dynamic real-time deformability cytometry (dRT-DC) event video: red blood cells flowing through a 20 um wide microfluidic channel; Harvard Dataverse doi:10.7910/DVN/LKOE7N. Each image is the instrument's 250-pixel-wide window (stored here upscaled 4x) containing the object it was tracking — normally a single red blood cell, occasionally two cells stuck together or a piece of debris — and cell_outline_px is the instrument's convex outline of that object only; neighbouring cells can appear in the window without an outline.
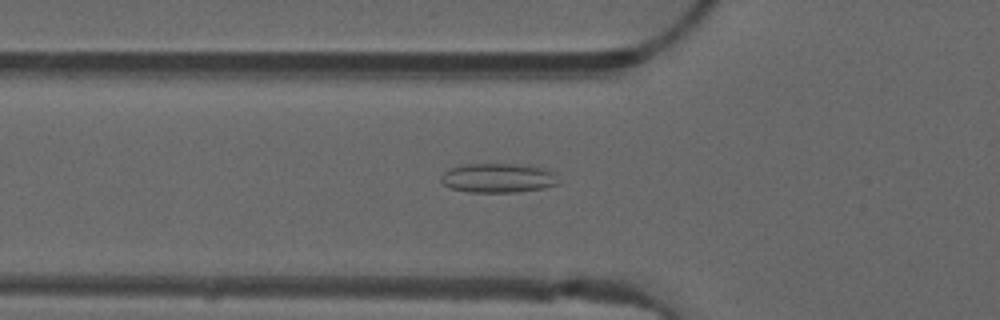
{"species": "common noctule bat (a hibernating species)", "species_latin": "Nyctalus noctula", "temperature_condition": "warm", "stored_images_in_passage": 51, "camera_frame_rate_fps": 3000, "um_per_image_px": 0.085, "animal": {"sex": "male", "forearm_length_mm": 52.5}, "frame": {"image": 1, "passage_image": 18, "time_ms": 5.667, "image_size_px": [1000, 320], "cell_outline_px": [[560, 184], [544, 188], [516, 192], [468, 192], [452, 188], [444, 184], [440, 180], [440, 176], [444, 172], [452, 168], [468, 164], [536, 164], [552, 172], [560, 180]], "centroid_in_image_um": [42.41, 15.12], "position_along_channel_um": 83.4, "area_um2": 20.29}}
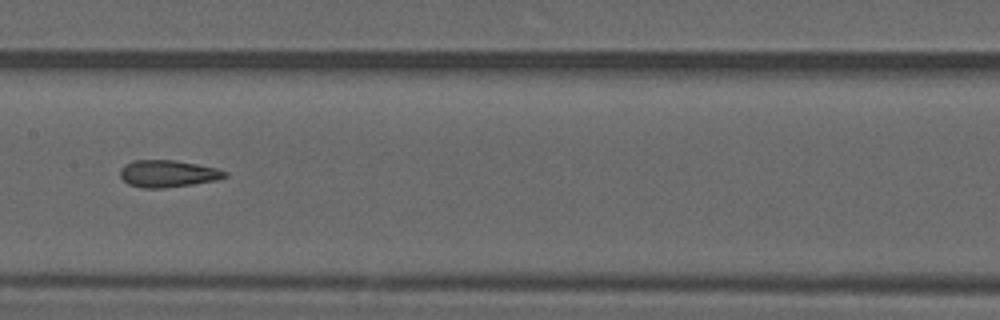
{"frame": {"image": 2, "passage_image": 26, "time_ms": 8.333, "image_size_px": [1000, 320], "cell_outline_px": [[228, 176], [216, 180], [192, 184], [164, 188], [144, 188], [128, 184], [120, 176], [120, 168], [124, 164], [132, 160], [176, 160], [216, 168], [228, 172]], "centroid_in_image_um": [14.25, 14.75], "position_along_channel_um": 193.2, "area_um2": 16.53}}
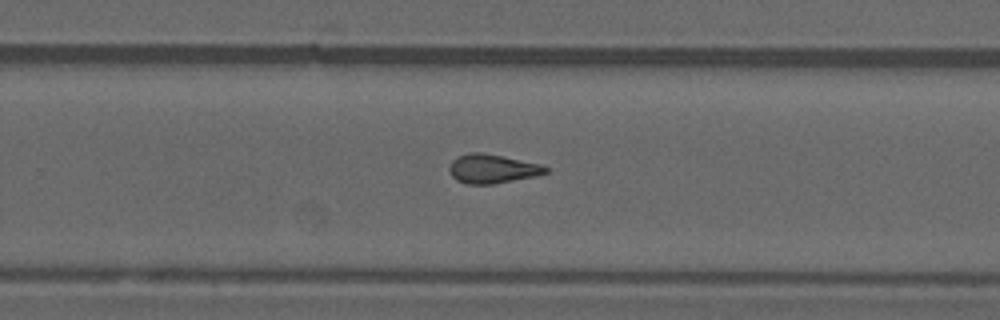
{"frame": {"image": 3, "passage_image": 33, "time_ms": 10.667, "image_size_px": [1000, 320], "cell_outline_px": [[548, 172], [536, 176], [492, 184], [468, 184], [456, 180], [448, 172], [448, 168], [452, 160], [468, 152], [480, 152], [540, 164], [548, 168]], "centroid_in_image_um": [41.81, 14.35], "position_along_channel_um": 288.0, "area_um2": 16.13}, "authors_computed_cell_mechanics": {"area_um2": 16.762, "velocity_mm_per_s": 4.087, "shape_relaxation_time_tau1_ms": null, "shape_relaxation_time_tau2_ms": 1.8859, "deformation_change_tau1": null, "deformation_change_tau2": 0.1181}}